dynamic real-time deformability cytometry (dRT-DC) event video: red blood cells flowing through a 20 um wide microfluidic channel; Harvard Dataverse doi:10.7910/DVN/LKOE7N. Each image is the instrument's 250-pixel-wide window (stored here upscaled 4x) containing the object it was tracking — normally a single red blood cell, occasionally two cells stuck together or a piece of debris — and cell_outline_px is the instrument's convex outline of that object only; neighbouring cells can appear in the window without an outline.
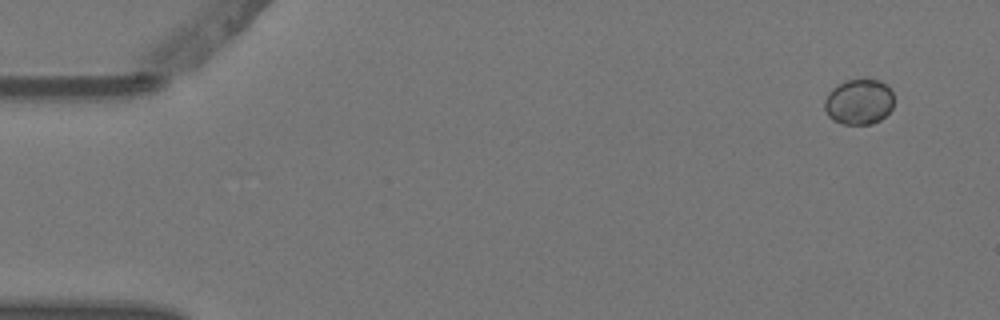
{"species": "Egyptian fruit bat (a non-hibernating species)", "species_latin": "Rousettus aegyptiacus", "temperature_condition": "warm", "stored_images_in_passage": 5, "camera_frame_rate_fps": 3000, "um_per_image_px": 0.085, "animal": {"sex": "female"}, "frame": {"image": 1, "passage_image": 1, "time_ms": 0.0, "image_size_px": [1000, 320], "cell_outline_px": [[892, 108], [880, 120], [872, 124], [844, 124], [832, 120], [828, 116], [824, 108], [824, 100], [828, 92], [832, 88], [848, 80], [868, 76], [880, 80], [888, 84], [892, 92]], "centroid_in_image_um": [73.01, 8.61], "position_along_channel_um": 12.0, "area_um2": 18.84}}
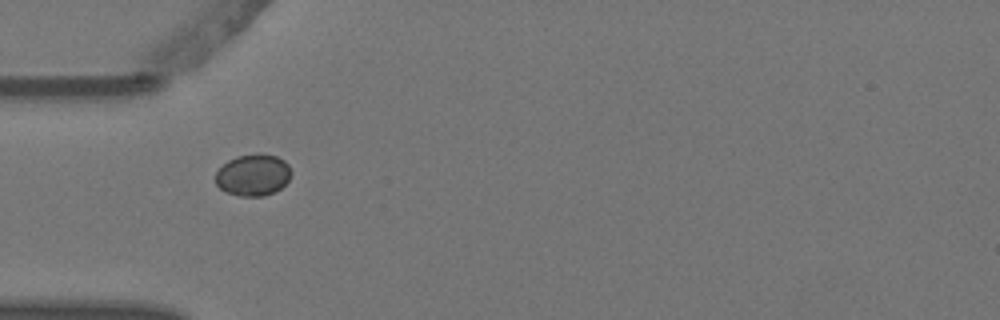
{"frame": {"image": 2, "passage_image": 5, "time_ms": 1.333, "image_size_px": [1000, 320], "cell_outline_px": [[292, 172], [288, 180], [280, 188], [264, 196], [240, 196], [224, 192], [216, 184], [216, 172], [228, 160], [236, 156], [256, 152], [260, 152], [276, 156], [284, 160], [288, 164]], "centroid_in_image_um": [21.51, 14.85], "position_along_channel_um": 63.5, "area_um2": 18.55}}